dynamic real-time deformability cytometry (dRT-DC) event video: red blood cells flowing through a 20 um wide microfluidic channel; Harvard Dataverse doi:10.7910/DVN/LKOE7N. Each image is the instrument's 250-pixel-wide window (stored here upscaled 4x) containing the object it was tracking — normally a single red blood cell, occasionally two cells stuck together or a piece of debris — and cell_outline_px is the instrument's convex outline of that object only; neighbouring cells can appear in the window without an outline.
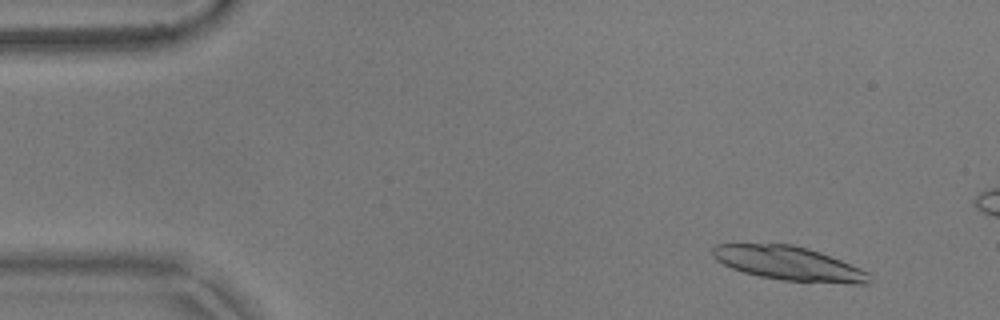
{"species": "common noctule bat (a hibernating species)", "species_latin": "Nyctalus noctula", "temperature_condition": "warm", "stored_images_in_passage": 15, "camera_frame_rate_fps": 3000, "um_per_image_px": 0.085, "animal": {"sex": "male", "body_mass_g": 17.9}, "frame": {"image": 1, "passage_image": 5, "time_ms": 1.333, "image_size_px": [1000, 320], "cell_outline_px": [[868, 284], [852, 284], [784, 280], [760, 276], [744, 272], [732, 268], [716, 260], [712, 256], [712, 248], [716, 244], [792, 244], [808, 248], [820, 252], [860, 268], [868, 272]], "centroid_in_image_um": [67.02, 22.38], "position_along_channel_um": 18.0, "area_um2": 30.69}}